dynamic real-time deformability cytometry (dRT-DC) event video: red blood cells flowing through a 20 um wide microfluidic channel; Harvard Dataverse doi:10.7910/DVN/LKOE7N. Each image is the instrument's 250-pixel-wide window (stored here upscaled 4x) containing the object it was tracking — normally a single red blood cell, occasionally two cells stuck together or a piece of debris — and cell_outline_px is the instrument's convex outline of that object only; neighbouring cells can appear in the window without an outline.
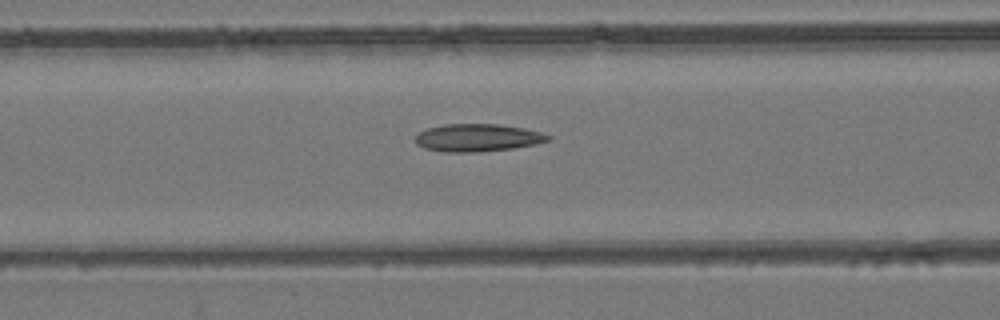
{"species": "common noctule bat (a hibernating species)", "species_latin": "Nyctalus noctula", "temperature_condition": "room temperature", "stored_images_in_passage": 48, "camera_frame_rate_fps": 3000, "um_per_image_px": 0.085, "animal": {"sex": "female", "body_mass_g": 24.6, "forearm_length_mm": 56.2}, "frame": {"image": 1, "passage_image": 17, "time_ms": 5.333, "image_size_px": [1000, 320], "cell_outline_px": [[552, 140], [536, 144], [512, 148], [480, 152], [444, 152], [424, 148], [416, 144], [416, 136], [420, 132], [428, 128], [444, 124], [500, 124], [524, 128], [540, 132], [552, 136]], "centroid_in_image_um": [40.62, 11.71], "position_along_channel_um": 126.0, "area_um2": 21.44}}
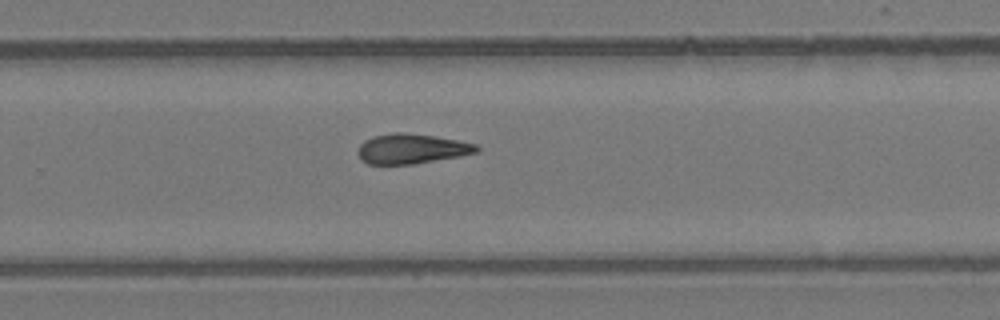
{"frame": {"image": 2, "passage_image": 30, "time_ms": 9.667, "image_size_px": [1000, 320], "cell_outline_px": [[480, 148], [476, 152], [460, 156], [412, 164], [368, 164], [360, 160], [356, 152], [360, 144], [364, 140], [372, 136], [392, 132], [404, 132], [432, 136], [456, 140], [476, 144]], "centroid_in_image_um": [34.91, 12.64], "position_along_channel_um": 294.9, "area_um2": 20.69}}
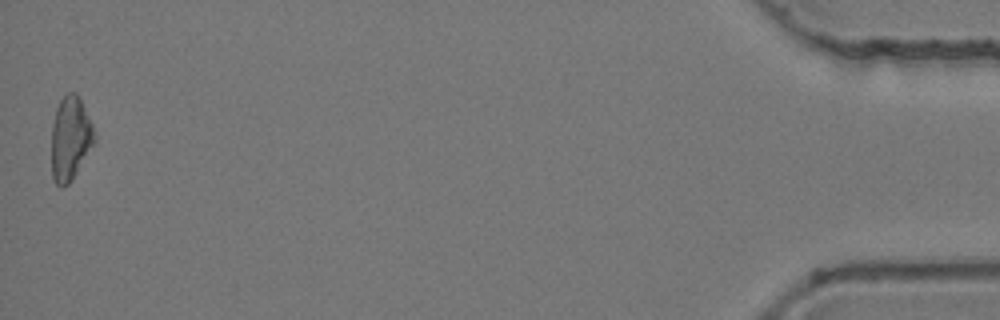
{"frame": {"image": 3, "passage_image": 48, "time_ms": 15.667, "image_size_px": [1000, 320], "cell_outline_px": [[96, 140], [72, 180], [64, 188], [60, 188], [52, 180], [52, 124], [56, 108], [60, 100], [68, 92], [76, 92], [80, 96], [92, 124], [96, 136]], "centroid_in_image_um": [5.98, 11.77], "position_along_channel_um": 429.2, "area_um2": 21.21}, "authors_computed_cell_mechanics": {"area_um2": 20.8369, "velocity_mm_per_s": 3.9053, "shape_relaxation_time_tau1_ms": null, "shape_relaxation_time_tau2_ms": 7.811, "deformation_change_tau1": null, "deformation_change_tau2": 0.2003}}